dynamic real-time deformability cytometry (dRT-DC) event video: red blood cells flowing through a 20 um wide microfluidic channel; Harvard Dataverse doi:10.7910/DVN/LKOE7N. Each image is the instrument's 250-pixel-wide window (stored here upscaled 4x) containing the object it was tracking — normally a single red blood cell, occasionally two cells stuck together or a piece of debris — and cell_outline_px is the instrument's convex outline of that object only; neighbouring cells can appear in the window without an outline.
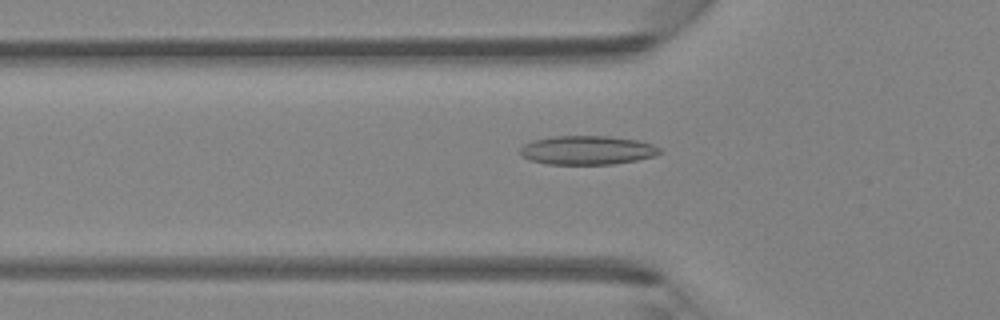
{"species": "Egyptian fruit bat (a non-hibernating species)", "species_latin": "Rousettus aegyptiacus", "temperature_condition": "room temperature", "stored_images_in_passage": 46, "camera_frame_rate_fps": 3000, "um_per_image_px": 0.085, "animal": {"sex": "female"}, "frame": {"image": 1, "passage_image": 16, "time_ms": 5.0, "image_size_px": [1000, 320], "cell_outline_px": [[660, 152], [652, 156], [636, 160], [612, 164], [548, 164], [528, 160], [520, 156], [520, 148], [524, 144], [532, 140], [552, 136], [608, 136], [636, 140], [652, 144], [660, 148]], "centroid_in_image_um": [49.84, 12.76], "position_along_channel_um": 76.0, "area_um2": 23.47}}
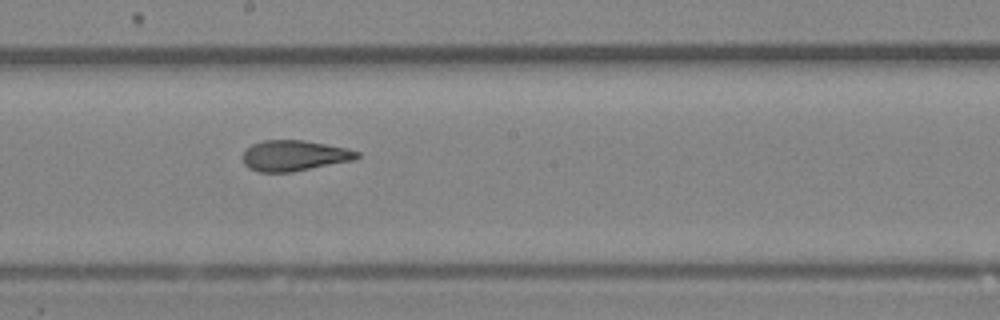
{"frame": {"image": 2, "passage_image": 26, "time_ms": 8.333, "image_size_px": [1000, 320], "cell_outline_px": [[360, 156], [352, 160], [292, 172], [256, 172], [248, 168], [244, 164], [244, 152], [252, 144], [264, 140], [300, 140], [348, 148], [360, 152]], "centroid_in_image_um": [25.0, 13.23], "position_along_channel_um": 223.2, "area_um2": 20.23}}
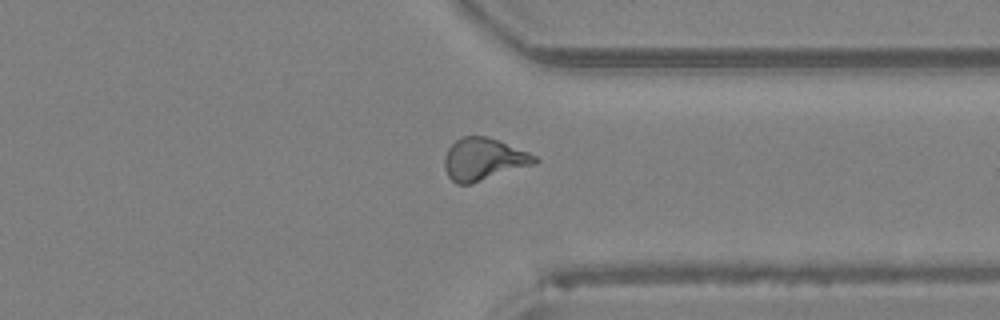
{"frame": {"image": 3, "passage_image": 36, "time_ms": 11.667, "image_size_px": [1000, 320], "cell_outline_px": [[540, 160], [536, 164], [472, 184], [456, 184], [448, 176], [444, 168], [444, 156], [448, 148], [460, 136], [484, 136], [500, 140], [528, 152], [536, 156]], "centroid_in_image_um": [41.11, 13.54], "position_along_channel_um": 370.3, "area_um2": 22.54}}